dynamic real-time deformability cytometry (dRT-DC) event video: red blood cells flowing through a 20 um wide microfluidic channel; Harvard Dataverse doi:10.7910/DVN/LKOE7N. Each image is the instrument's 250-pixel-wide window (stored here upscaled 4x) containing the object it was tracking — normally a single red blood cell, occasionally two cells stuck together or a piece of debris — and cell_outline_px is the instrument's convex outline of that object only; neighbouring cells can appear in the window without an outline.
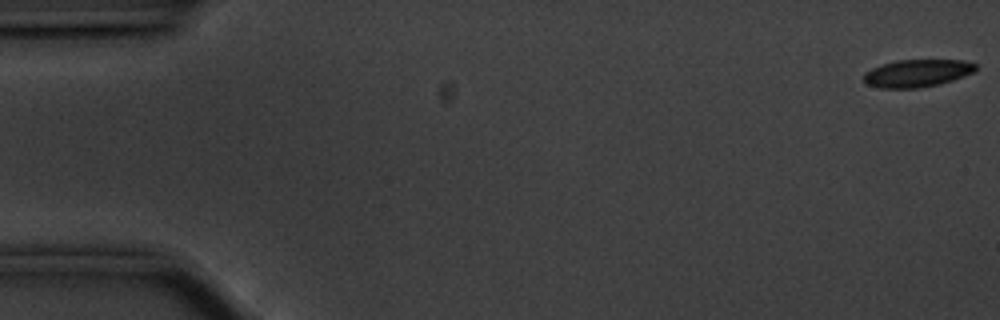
{"species": "common noctule bat (a hibernating species)", "species_latin": "Nyctalus noctula", "temperature_condition": "cold", "stored_images_in_passage": 56, "camera_frame_rate_fps": 3000, "um_per_image_px": 0.085, "animal": {"sex": "male", "body_mass_g": 20.1, "forearm_length_mm": 53.5}, "frame": {"image": 1, "passage_image": 1, "time_ms": 0.0, "image_size_px": [1000, 320], "cell_outline_px": [[976, 72], [940, 84], [916, 88], [880, 88], [868, 84], [864, 80], [864, 72], [872, 68], [896, 60], [964, 60], [976, 64]], "centroid_in_image_um": [77.98, 6.22], "position_along_channel_um": 7.0, "area_um2": 17.92}}
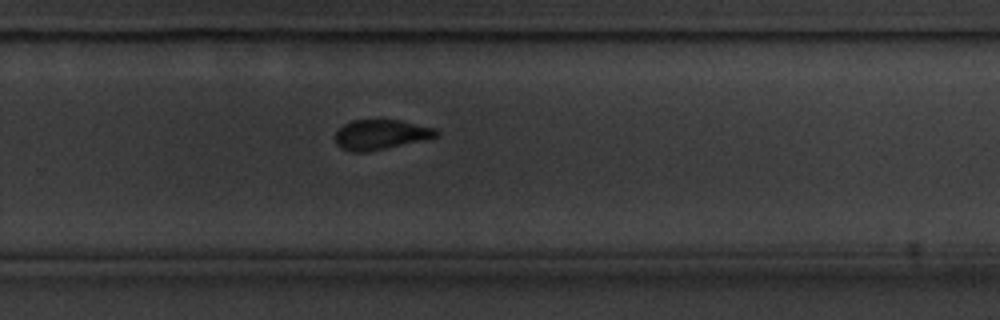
{"frame": {"image": 2, "passage_image": 37, "time_ms": 12.0, "image_size_px": [1000, 320], "cell_outline_px": [[440, 132], [436, 136], [384, 148], [364, 152], [352, 152], [340, 148], [336, 144], [336, 132], [344, 124], [352, 120], [400, 120], [436, 128]], "centroid_in_image_um": [32.32, 11.42], "position_along_channel_um": 297.5, "area_um2": 17.22}}
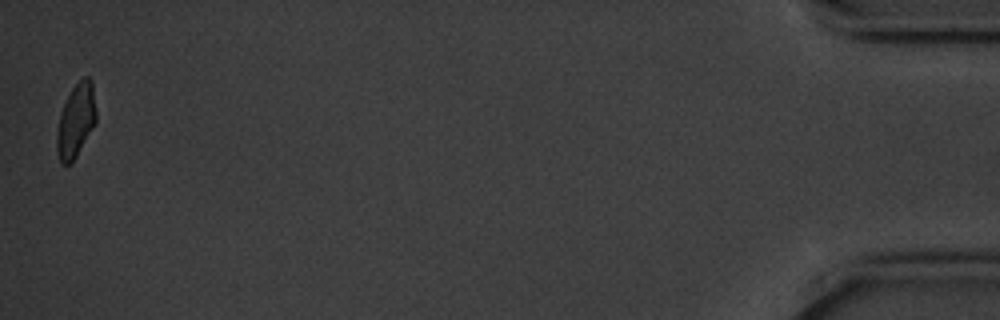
{"frame": {"image": 3, "passage_image": 56, "time_ms": 18.333, "image_size_px": [1000, 320], "cell_outline_px": [[96, 124], [72, 164], [60, 164], [56, 148], [56, 136], [60, 112], [72, 88], [84, 76], [88, 76], [92, 80], [96, 112]], "centroid_in_image_um": [6.46, 10.29], "position_along_channel_um": 428.7, "area_um2": 17.11}, "authors_computed_cell_mechanics": {"area_um2": 18.6694, "velocity_mm_per_s": 3.5463, "shape_relaxation_time_tau1_ms": 3.1063, "shape_relaxation_time_tau2_ms": 3.9379, "deformation_change_tau1": 0.1044, "deformation_change_tau2": 0.0928}}